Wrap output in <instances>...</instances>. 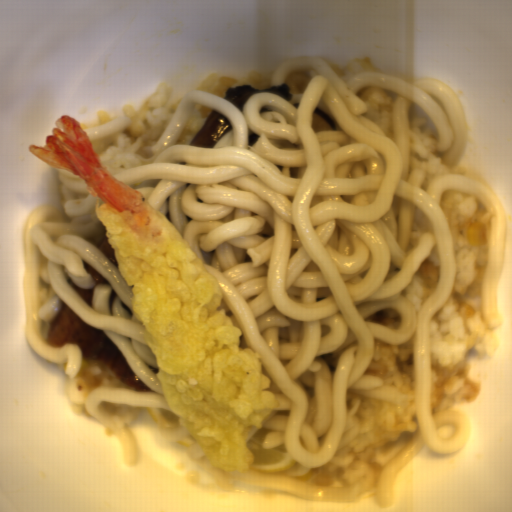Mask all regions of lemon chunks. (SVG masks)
<instances>
[{
  "label": "lemon chunks",
  "mask_w": 512,
  "mask_h": 512,
  "mask_svg": "<svg viewBox=\"0 0 512 512\" xmlns=\"http://www.w3.org/2000/svg\"><path fill=\"white\" fill-rule=\"evenodd\" d=\"M176 441L180 445L185 446V447L198 442L190 433L184 439H180V440H176Z\"/></svg>",
  "instance_id": "lemon-chunks-3"
},
{
  "label": "lemon chunks",
  "mask_w": 512,
  "mask_h": 512,
  "mask_svg": "<svg viewBox=\"0 0 512 512\" xmlns=\"http://www.w3.org/2000/svg\"><path fill=\"white\" fill-rule=\"evenodd\" d=\"M147 412L155 419V421L162 428H179L182 422L180 417L177 414H175L171 409L162 410L148 407Z\"/></svg>",
  "instance_id": "lemon-chunks-2"
},
{
  "label": "lemon chunks",
  "mask_w": 512,
  "mask_h": 512,
  "mask_svg": "<svg viewBox=\"0 0 512 512\" xmlns=\"http://www.w3.org/2000/svg\"><path fill=\"white\" fill-rule=\"evenodd\" d=\"M247 444L254 455L253 469L286 472L297 463L284 444L276 448H263L261 439L255 437H250Z\"/></svg>",
  "instance_id": "lemon-chunks-1"
}]
</instances>
